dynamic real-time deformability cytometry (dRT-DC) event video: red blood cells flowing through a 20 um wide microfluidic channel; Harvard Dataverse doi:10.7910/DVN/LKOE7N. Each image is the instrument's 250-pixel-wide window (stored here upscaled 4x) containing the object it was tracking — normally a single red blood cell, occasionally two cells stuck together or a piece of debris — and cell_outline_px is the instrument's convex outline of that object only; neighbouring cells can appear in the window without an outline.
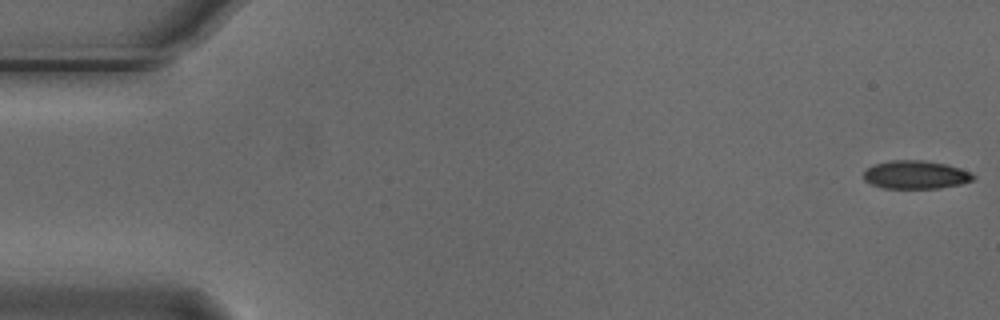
{"species": "Egyptian fruit bat (a non-hibernating species)", "species_latin": "Rousettus aegyptiacus", "temperature_condition": "cold", "stored_images_in_passage": 6, "segment_of_instrument_passage": [1, 2], "camera_frame_rate_fps": 3000, "um_per_image_px": 0.085, "animal": {"sex": "male"}, "frame": {"image": 1, "passage_image": 1, "time_ms": 0.0, "image_size_px": [1000, 320], "cell_outline_px": [[976, 176], [972, 180], [960, 184], [940, 188], [884, 188], [872, 184], [864, 180], [864, 172], [868, 168], [876, 164], [892, 160], [924, 160], [948, 164], [972, 172]], "centroid_in_image_um": [77.87, 14.85], "position_along_channel_um": 7.1, "area_um2": 18.03}}